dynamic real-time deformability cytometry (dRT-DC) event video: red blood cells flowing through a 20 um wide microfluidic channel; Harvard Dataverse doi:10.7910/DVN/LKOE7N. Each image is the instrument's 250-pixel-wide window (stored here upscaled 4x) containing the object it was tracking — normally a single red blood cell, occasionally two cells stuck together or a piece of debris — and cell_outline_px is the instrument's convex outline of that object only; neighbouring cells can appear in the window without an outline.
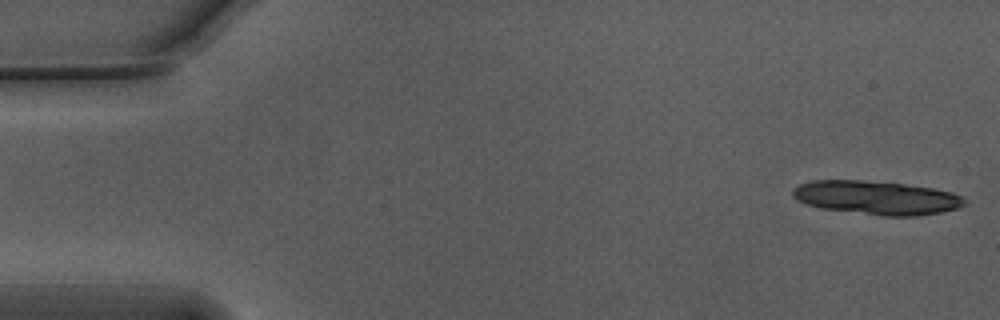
{"species": "Egyptian fruit bat (a non-hibernating species)", "species_latin": "Rousettus aegyptiacus", "temperature_condition": "warm", "stored_images_in_passage": 11, "camera_frame_rate_fps": 3000, "um_per_image_px": 0.085, "animal": {"sex": "male"}, "frame": {"image": 1, "passage_image": 1, "time_ms": 0.0, "image_size_px": [1000, 320], "cell_outline_px": [[968, 204], [956, 208], [940, 212], [916, 216], [880, 216], [820, 208], [796, 200], [792, 196], [792, 188], [800, 184], [812, 180], [860, 180], [904, 184], [932, 188], [952, 192], [964, 196], [968, 200]], "centroid_in_image_um": [74.52, 16.81], "position_along_channel_um": 10.5, "area_um2": 33.99}}